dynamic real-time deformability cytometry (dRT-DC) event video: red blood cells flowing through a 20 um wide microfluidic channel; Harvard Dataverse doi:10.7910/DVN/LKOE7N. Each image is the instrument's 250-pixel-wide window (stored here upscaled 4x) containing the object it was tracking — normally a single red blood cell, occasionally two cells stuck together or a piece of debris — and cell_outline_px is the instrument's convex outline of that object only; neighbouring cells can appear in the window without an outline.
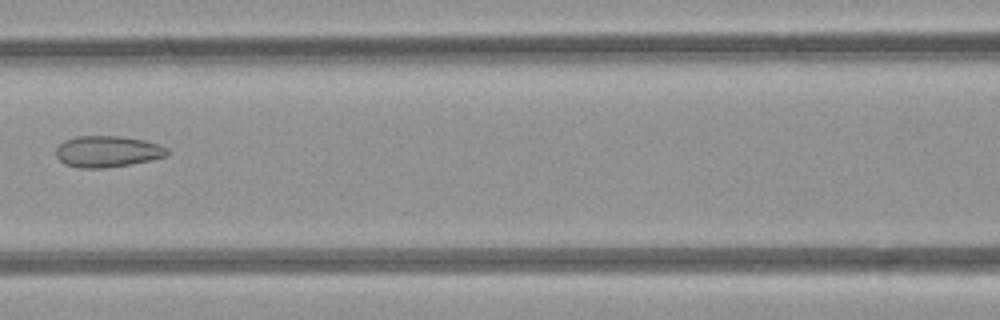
{"species": "common noctule bat (a hibernating species)", "species_latin": "Nyctalus noctula", "temperature_condition": "room temperature", "stored_images_in_passage": 6, "camera_frame_rate_fps": 3000, "um_per_image_px": 0.085, "animal": {"sex": "female", "body_mass_g": 21.9}, "frame": {"image": 1, "passage_image": 5, "time_ms": 5.333, "image_size_px": [1000, 320], "cell_outline_px": [[168, 156], [152, 160], [104, 168], [80, 168], [64, 164], [56, 156], [56, 148], [64, 140], [76, 136], [116, 136], [144, 140], [168, 148]], "centroid_in_image_um": [9.12, 12.88], "position_along_channel_um": 157.5, "area_um2": 20.23}}
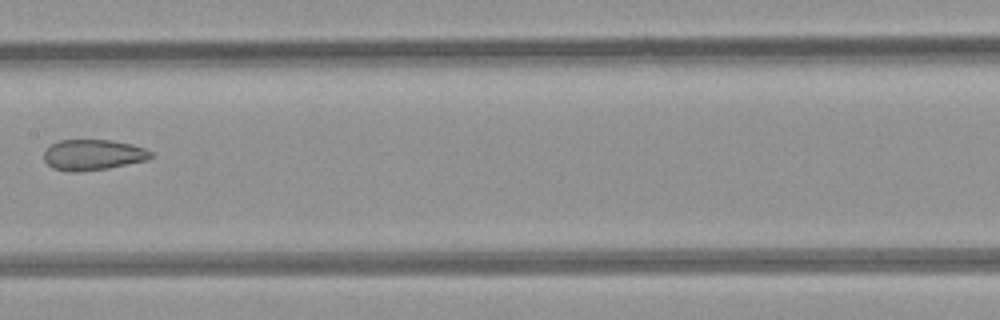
{"frame": {"image": 2, "passage_image": 6, "time_ms": 6.333, "image_size_px": [1000, 320], "cell_outline_px": [[156, 156], [148, 160], [108, 168], [80, 172], [68, 172], [52, 168], [44, 160], [44, 152], [52, 144], [60, 140], [112, 140], [132, 144], [144, 148], [152, 152]], "centroid_in_image_um": [7.94, 13.17], "position_along_channel_um": 199.5, "area_um2": 19.31}}